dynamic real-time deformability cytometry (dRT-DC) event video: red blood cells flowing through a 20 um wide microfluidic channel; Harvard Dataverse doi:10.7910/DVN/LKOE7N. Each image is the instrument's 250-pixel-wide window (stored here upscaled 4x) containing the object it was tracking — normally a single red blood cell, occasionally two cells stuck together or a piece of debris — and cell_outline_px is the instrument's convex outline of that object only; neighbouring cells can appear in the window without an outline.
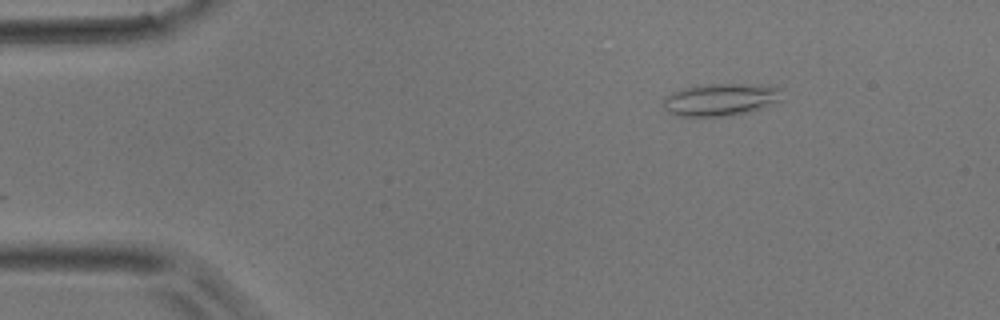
{"species": "common noctule bat (a hibernating species)", "species_latin": "Nyctalus noctula", "temperature_condition": "room temperature", "stored_images_in_passage": 45, "camera_frame_rate_fps": 3000, "um_per_image_px": 0.085, "animal": {"sex": "male", "body_mass_g": 17.9}, "frame": {"image": 1, "passage_image": 5, "time_ms": 1.333, "image_size_px": [1000, 320], "cell_outline_px": [[780, 100], [760, 108], [732, 116], [676, 116], [668, 112], [664, 108], [664, 96], [672, 92], [696, 84], [772, 84], [780, 88]], "centroid_in_image_um": [61.22, 8.45], "position_along_channel_um": 23.8, "area_um2": 22.6}}
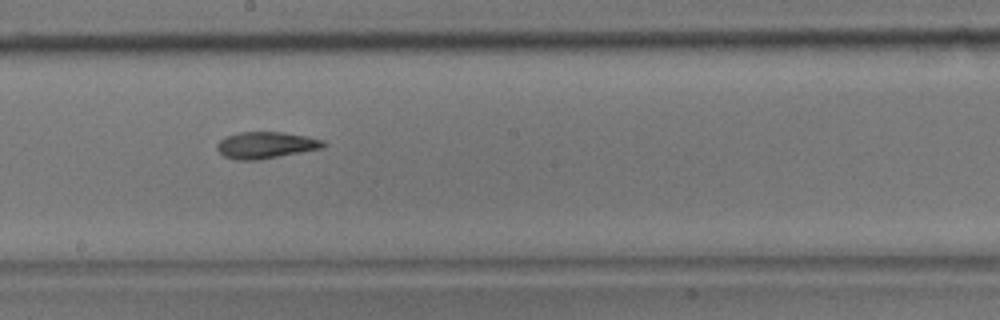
{"frame": {"image": 2, "passage_image": 24, "time_ms": 7.667, "image_size_px": [1000, 320], "cell_outline_px": [[328, 144], [324, 148], [260, 160], [236, 160], [224, 156], [216, 148], [216, 144], [220, 140], [228, 136], [240, 132], [284, 132], [308, 136], [324, 140]], "centroid_in_image_um": [22.65, 12.34], "position_along_channel_um": 225.5, "area_um2": 16.7}}
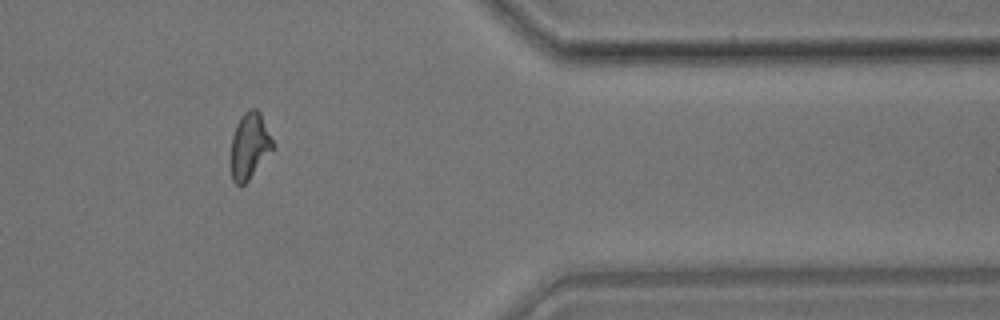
{"frame": {"image": 3, "passage_image": 37, "time_ms": 12.0, "image_size_px": [1000, 320], "cell_outline_px": [[276, 148], [248, 180], [244, 184], [236, 184], [232, 180], [232, 136], [236, 124], [244, 112], [248, 108], [256, 108], [260, 112], [276, 144]], "centroid_in_image_um": [21.27, 12.36], "position_along_channel_um": 390.1, "area_um2": 16.36}}